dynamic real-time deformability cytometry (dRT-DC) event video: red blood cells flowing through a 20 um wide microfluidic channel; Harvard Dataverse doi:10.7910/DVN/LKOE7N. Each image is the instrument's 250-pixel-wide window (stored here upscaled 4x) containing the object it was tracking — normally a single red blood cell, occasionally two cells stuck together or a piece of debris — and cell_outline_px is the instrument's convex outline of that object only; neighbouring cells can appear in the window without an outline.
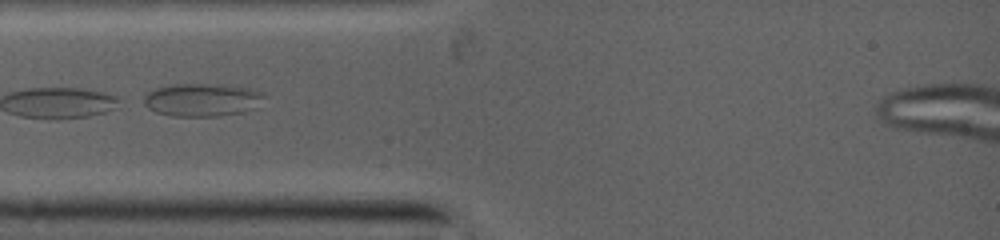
{"species": "common noctule bat (a hibernating species)", "species_latin": "Nyctalus noctula", "temperature_condition": "warm", "stored_images_in_passage": 8, "camera_frame_rate_fps": 5000, "um_per_image_px": 0.085, "animal": {"sex": "female", "body_mass_g": 19.0, "forearm_length_mm": 53.3}, "frame": {"image": 1, "passage_image": 1, "time_ms": 0.0, "image_size_px": [1000, 240], "cell_outline_px": [[264, 96], [240, 112], [216, 116], [176, 116], [156, 112], [148, 108], [144, 100], [148, 92], [160, 88], [180, 84], [204, 84], [248, 88], [260, 92]], "centroid_in_image_um": [17.07, 8.49], "position_along_channel_um": 67.9, "area_um2": 21.73}}
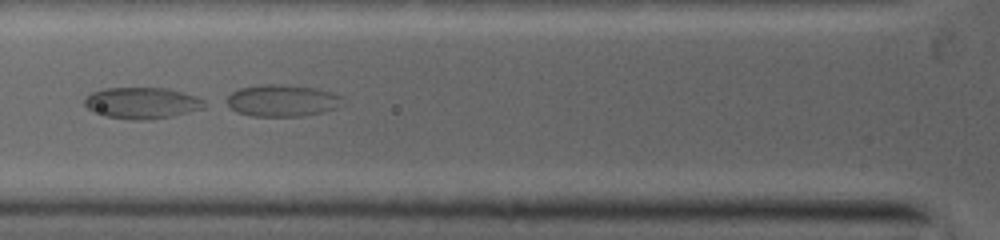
{"frame": {"image": 2, "passage_image": 2, "time_ms": 0.8, "image_size_px": [1000, 240], "cell_outline_px": [[204, 104], [200, 108], [168, 116], [108, 116], [92, 112], [84, 104], [84, 100], [92, 92], [108, 88], [164, 88], [196, 96], [204, 100]], "centroid_in_image_um": [12.01, 8.68], "position_along_channel_um": 113.8, "area_um2": 20.17}}
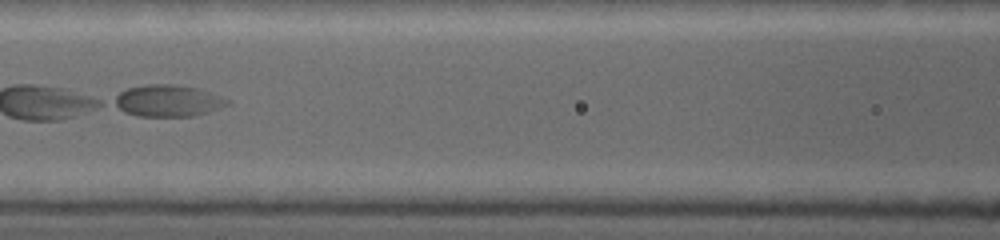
{"frame": {"image": 3, "passage_image": 4, "time_ms": 2.0, "image_size_px": [1000, 240], "cell_outline_px": [[204, 112], [188, 116], [140, 116], [128, 112], [112, 104], [108, 100], [120, 92], [128, 88], [148, 84], [172, 84], [192, 88]], "centroid_in_image_um": [13.46, 8.56], "position_along_channel_um": 153.1, "area_um2": 17.11}}